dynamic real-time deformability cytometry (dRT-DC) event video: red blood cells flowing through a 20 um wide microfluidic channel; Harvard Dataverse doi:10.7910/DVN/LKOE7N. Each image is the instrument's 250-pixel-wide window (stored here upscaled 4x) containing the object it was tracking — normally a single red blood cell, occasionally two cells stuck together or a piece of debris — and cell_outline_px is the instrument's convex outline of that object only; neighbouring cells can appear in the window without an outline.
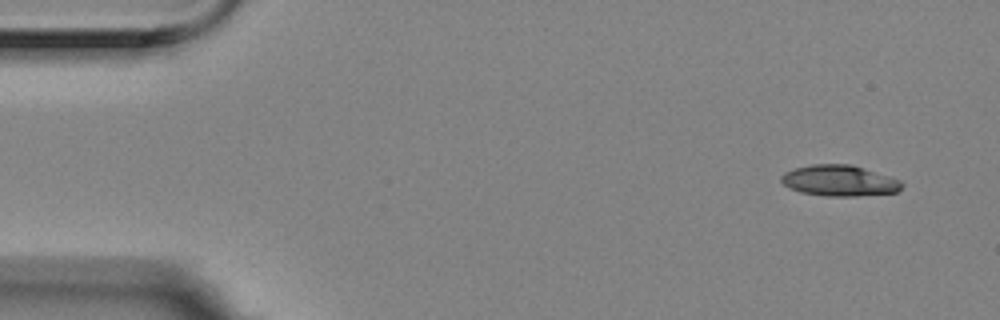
{"species": "Egyptian fruit bat (a non-hibernating species)", "species_latin": "Rousettus aegyptiacus", "temperature_condition": "room temperature", "stored_images_in_passage": 4, "camera_frame_rate_fps": 3000, "um_per_image_px": 0.085, "animal": {"sex": "female"}, "frame": {"image": 1, "passage_image": 1, "time_ms": 0.0, "image_size_px": [1000, 320], "cell_outline_px": [[904, 184], [896, 192], [856, 196], [824, 196], [800, 192], [784, 184], [780, 180], [780, 176], [784, 172], [796, 168], [812, 164], [852, 164], [900, 180]], "centroid_in_image_um": [71.33, 15.35], "position_along_channel_um": 13.7, "area_um2": 21.62}}
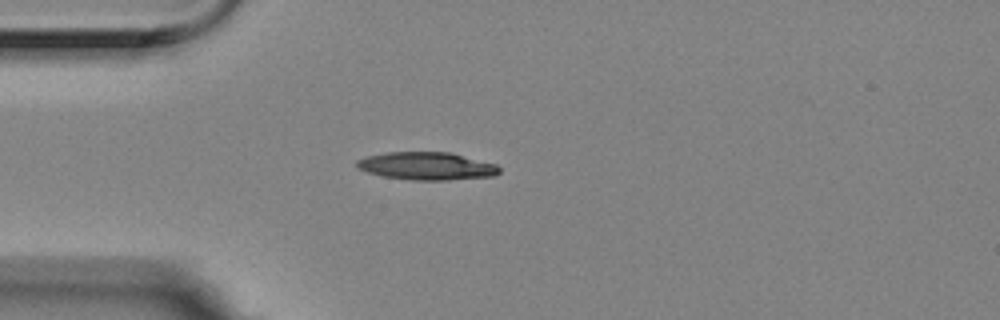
{"frame": {"image": 2, "passage_image": 4, "time_ms": 1.0, "image_size_px": [1000, 320], "cell_outline_px": [[500, 172], [496, 176], [448, 180], [412, 180], [384, 176], [368, 172], [356, 168], [356, 160], [364, 156], [388, 152], [452, 152], [496, 164], [500, 168]], "centroid_in_image_um": [36.28, 14.11], "position_along_channel_um": 48.7, "area_um2": 23.29}}